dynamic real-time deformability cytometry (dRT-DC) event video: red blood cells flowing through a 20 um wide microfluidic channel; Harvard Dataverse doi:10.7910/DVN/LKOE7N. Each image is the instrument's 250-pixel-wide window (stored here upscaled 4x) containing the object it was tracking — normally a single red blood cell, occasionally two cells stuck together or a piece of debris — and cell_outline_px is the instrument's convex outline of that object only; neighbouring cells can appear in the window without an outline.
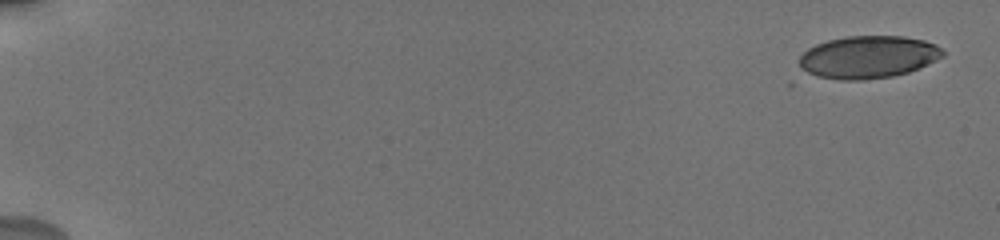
{"species": "human", "species_latin": "Homo sapiens", "temperature_condition": "cold", "stored_images_in_passage": 47, "camera_frame_rate_fps": 3000, "um_per_image_px": 0.085, "donor": {"sex": "male"}, "frame": {"image": 1, "passage_image": 1, "time_ms": 0.0, "image_size_px": [1000, 240], "cell_outline_px": [[944, 56], [908, 72], [892, 76], [864, 80], [840, 80], [816, 76], [800, 68], [800, 56], [808, 48], [816, 44], [828, 40], [848, 36], [904, 36], [924, 40], [936, 44], [944, 52]], "centroid_in_image_um": [73.78, 4.85], "position_along_channel_um": 11.2, "area_um2": 35.43}}
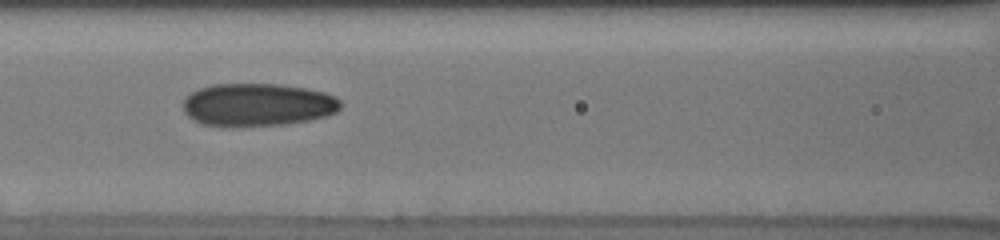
{"frame": {"image": 2, "passage_image": 21, "time_ms": 8.333, "image_size_px": [1000, 240], "cell_outline_px": [[344, 104], [336, 112], [324, 116], [308, 120], [284, 124], [228, 128], [224, 128], [204, 124], [188, 116], [184, 112], [184, 100], [192, 92], [200, 88], [212, 84], [280, 84], [304, 88], [324, 92], [336, 96]], "centroid_in_image_um": [21.9, 8.92], "position_along_channel_um": 144.7, "area_um2": 39.65}}
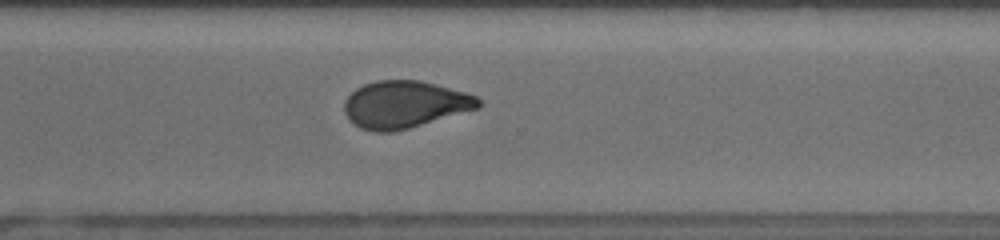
{"frame": {"image": 3, "passage_image": 36, "time_ms": 13.333, "image_size_px": [1000, 240], "cell_outline_px": [[484, 104], [480, 108], [408, 128], [392, 132], [376, 132], [360, 128], [348, 120], [344, 112], [344, 100], [356, 88], [364, 84], [376, 80], [420, 80], [436, 84], [464, 92], [476, 96]], "centroid_in_image_um": [34.39, 8.88], "position_along_channel_um": 336.2, "area_um2": 36.99}, "authors_computed_cell_mechanics": {"area_um2": 36.992, "velocity_mm_per_s": 3.8407, "shape_relaxation_time_tau1_ms": null, "shape_relaxation_time_tau2_ms": 1.6688, "deformation_change_tau1": null, "deformation_change_tau2": 0.0707}}